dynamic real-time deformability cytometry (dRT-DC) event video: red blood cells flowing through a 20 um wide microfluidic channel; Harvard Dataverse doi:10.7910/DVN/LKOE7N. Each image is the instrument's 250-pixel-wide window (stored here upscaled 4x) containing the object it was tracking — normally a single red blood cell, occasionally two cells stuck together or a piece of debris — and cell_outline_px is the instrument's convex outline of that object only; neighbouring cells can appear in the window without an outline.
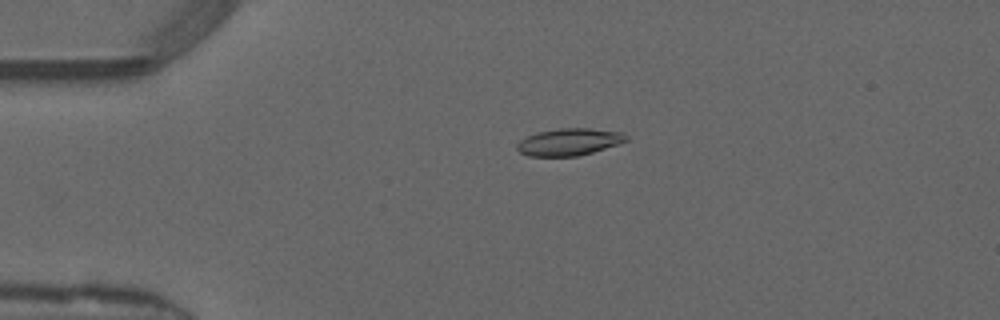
{"species": "common noctule bat (a hibernating species)", "species_latin": "Nyctalus noctula", "temperature_condition": "warm", "stored_images_in_passage": 50, "camera_frame_rate_fps": 3000, "um_per_image_px": 0.085, "animal": {"sex": "male", "forearm_length_mm": 52.5}, "frame": {"image": 1, "passage_image": 12, "time_ms": 3.667, "image_size_px": [1000, 320], "cell_outline_px": [[628, 140], [592, 152], [576, 156], [528, 156], [520, 152], [516, 148], [516, 144], [520, 140], [536, 132], [560, 128], [588, 128], [620, 132], [628, 136]], "centroid_in_image_um": [48.33, 12.06], "position_along_channel_um": 36.7, "area_um2": 17.05}}
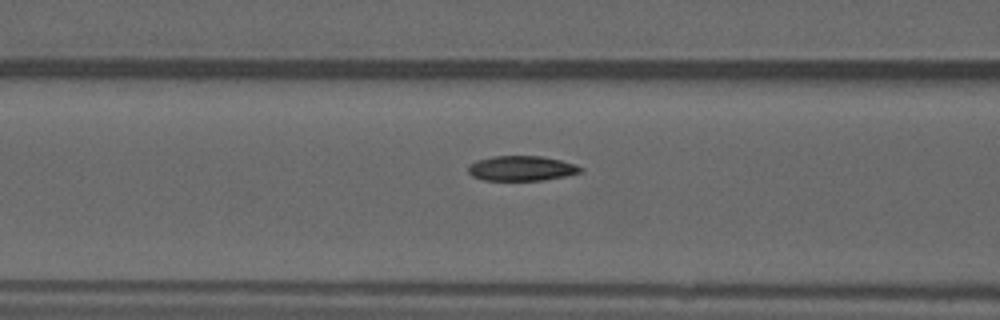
{"frame": {"image": 2, "passage_image": 21, "time_ms": 6.667, "image_size_px": [1000, 320], "cell_outline_px": [[584, 172], [544, 180], [484, 180], [472, 176], [468, 172], [468, 164], [476, 160], [492, 156], [544, 156], [576, 164], [584, 168]], "centroid_in_image_um": [44.34, 14.3], "position_along_channel_um": 122.3, "area_um2": 16.53}}
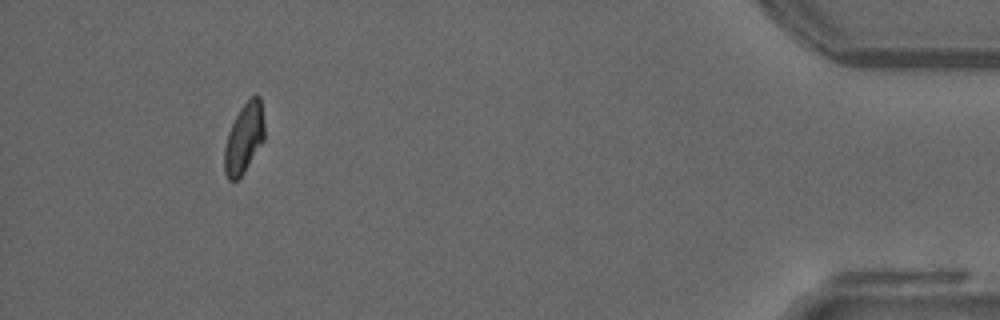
{"frame": {"image": 3, "passage_image": 47, "time_ms": 15.333, "image_size_px": [1000, 320], "cell_outline_px": [[264, 140], [244, 172], [236, 180], [228, 180], [224, 172], [224, 148], [228, 132], [240, 108], [252, 96], [260, 96], [264, 124]], "centroid_in_image_um": [20.73, 11.77], "position_along_channel_um": 414.5, "area_um2": 16.18}, "authors_computed_cell_mechanics": {"area_um2": 16.8487, "velocity_mm_per_s": 4.1426, "shape_relaxation_time_tau1_ms": 4.3418, "shape_relaxation_time_tau2_ms": 2.4129, "deformation_change_tau1": 0.1588, "deformation_change_tau2": 0.064}}